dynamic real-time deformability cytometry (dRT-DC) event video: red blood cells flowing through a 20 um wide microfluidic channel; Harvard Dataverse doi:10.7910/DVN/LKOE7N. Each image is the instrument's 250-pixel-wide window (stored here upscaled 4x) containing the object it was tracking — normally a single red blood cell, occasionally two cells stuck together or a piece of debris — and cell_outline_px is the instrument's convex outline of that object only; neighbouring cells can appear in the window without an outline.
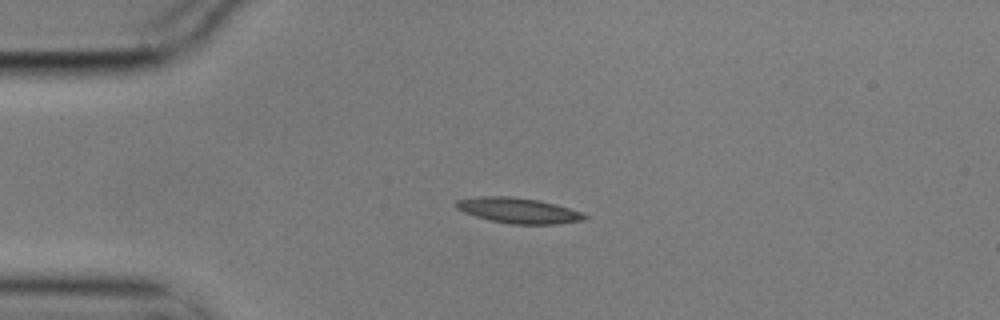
{"species": "common noctule bat (a hibernating species)", "species_latin": "Nyctalus noctula", "temperature_condition": "cold", "stored_images_in_passage": 3, "camera_frame_rate_fps": 3000, "um_per_image_px": 0.085, "animal": {"sex": "male", "body_mass_g": 17.9}, "frame": {"image": 1, "passage_image": 2, "time_ms": 0.333, "image_size_px": [1000, 320], "cell_outline_px": [[588, 216], [584, 220], [556, 224], [512, 224], [492, 220], [476, 216], [464, 212], [456, 208], [452, 204], [456, 200], [480, 196], [512, 196], [540, 200], [568, 208], [580, 212]], "centroid_in_image_um": [44.02, 17.88], "position_along_channel_um": 41.0, "area_um2": 18.96}}